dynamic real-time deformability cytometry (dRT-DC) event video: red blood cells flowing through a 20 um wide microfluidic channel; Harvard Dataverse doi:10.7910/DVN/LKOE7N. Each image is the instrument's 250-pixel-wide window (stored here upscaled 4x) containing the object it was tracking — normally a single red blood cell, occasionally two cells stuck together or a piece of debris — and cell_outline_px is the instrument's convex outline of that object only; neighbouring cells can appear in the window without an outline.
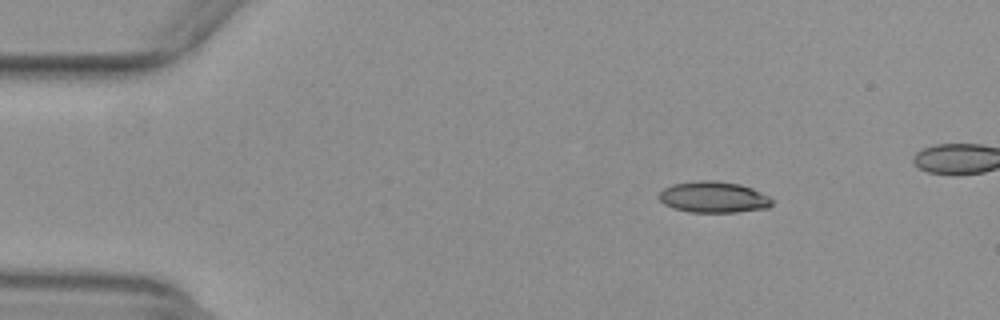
{"species": "common noctule bat (a hibernating species)", "species_latin": "Nyctalus noctula", "temperature_condition": "warm", "stored_images_in_passage": 42, "camera_frame_rate_fps": 3000, "um_per_image_px": 0.085, "animal": {"sex": "female", "body_mass_g": 29.2, "forearm_length_mm": 56.3}, "frame": {"image": 1, "passage_image": 1, "time_ms": 0.0, "image_size_px": [1000, 320], "cell_outline_px": [[772, 204], [768, 208], [736, 212], [688, 212], [672, 208], [664, 204], [656, 196], [664, 188], [672, 184], [700, 180], [716, 180], [740, 184], [752, 188], [768, 196], [772, 200]], "centroid_in_image_um": [60.62, 16.75], "position_along_channel_um": 24.4, "area_um2": 20.69}}
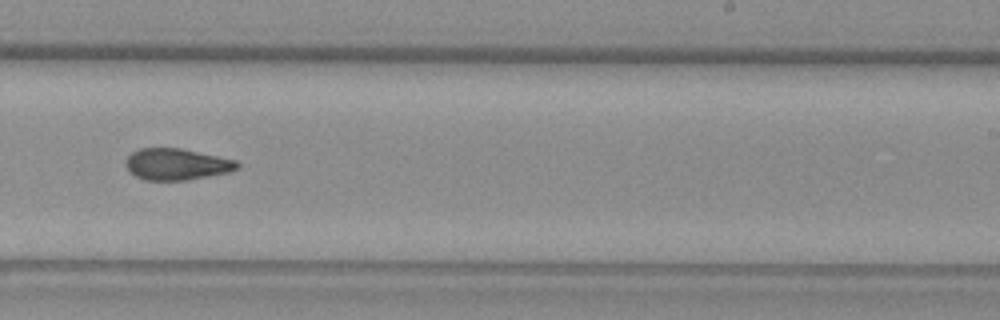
{"frame": {"image": 2, "passage_image": 26, "time_ms": 8.333, "image_size_px": [1000, 320], "cell_outline_px": [[240, 168], [228, 172], [188, 180], [144, 180], [128, 172], [124, 164], [128, 156], [132, 152], [140, 148], [180, 148], [236, 160], [240, 164]], "centroid_in_image_um": [14.99, 13.96], "position_along_channel_um": 274.0, "area_um2": 20.52}}
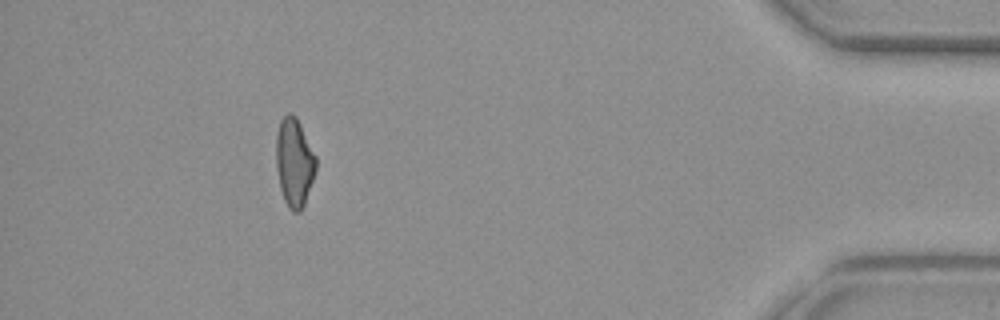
{"frame": {"image": 3, "passage_image": 41, "time_ms": 13.333, "image_size_px": [1000, 320], "cell_outline_px": [[316, 168], [304, 204], [300, 212], [292, 212], [288, 208], [284, 200], [280, 188], [276, 168], [276, 132], [280, 120], [288, 112], [292, 112], [296, 116], [316, 156]], "centroid_in_image_um": [24.99, 13.78], "position_along_channel_um": 410.2, "area_um2": 20.58}}